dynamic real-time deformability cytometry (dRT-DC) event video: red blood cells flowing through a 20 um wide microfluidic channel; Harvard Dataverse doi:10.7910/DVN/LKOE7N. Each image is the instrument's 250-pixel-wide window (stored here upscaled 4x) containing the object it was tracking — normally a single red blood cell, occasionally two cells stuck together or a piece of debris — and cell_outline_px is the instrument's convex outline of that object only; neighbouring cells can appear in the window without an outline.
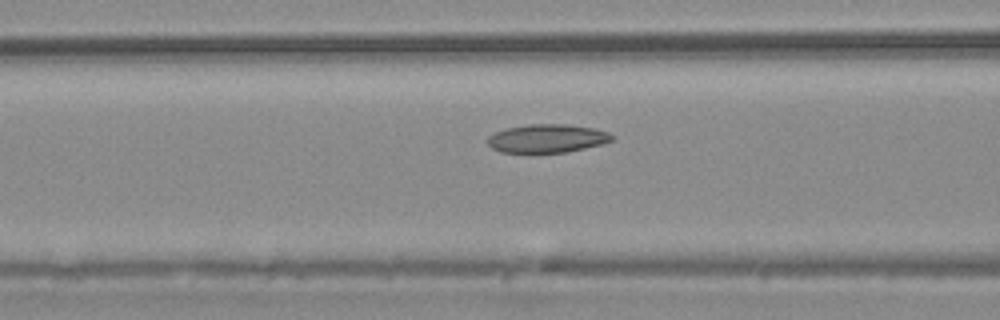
{"species": "common noctule bat (a hibernating species)", "species_latin": "Nyctalus noctula", "temperature_condition": "warm", "stored_images_in_passage": 48, "camera_frame_rate_fps": 3000, "um_per_image_px": 0.085, "animal": {"sex": "male", "body_mass_g": 20.4}, "frame": {"image": 1, "passage_image": 22, "time_ms": 7.0, "image_size_px": [1000, 320], "cell_outline_px": [[612, 140], [604, 144], [564, 152], [500, 152], [492, 148], [484, 140], [488, 136], [496, 132], [508, 128], [528, 124], [568, 124], [592, 128], [608, 132], [612, 136]], "centroid_in_image_um": [46.47, 11.76], "position_along_channel_um": 120.1, "area_um2": 20.46}}
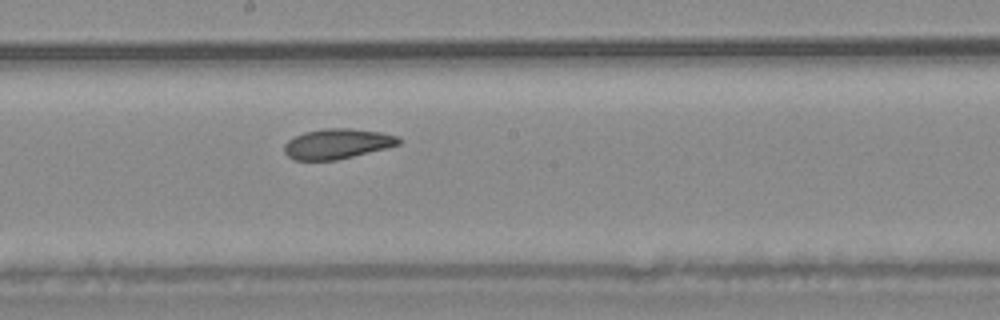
{"frame": {"image": 2, "passage_image": 30, "time_ms": 9.667, "image_size_px": [1000, 320], "cell_outline_px": [[400, 144], [388, 148], [336, 160], [296, 160], [288, 156], [284, 152], [284, 144], [288, 140], [304, 132], [324, 128], [352, 128], [380, 132], [396, 136], [400, 140]], "centroid_in_image_um": [28.66, 12.22], "position_along_channel_um": 219.5, "area_um2": 20.06}}
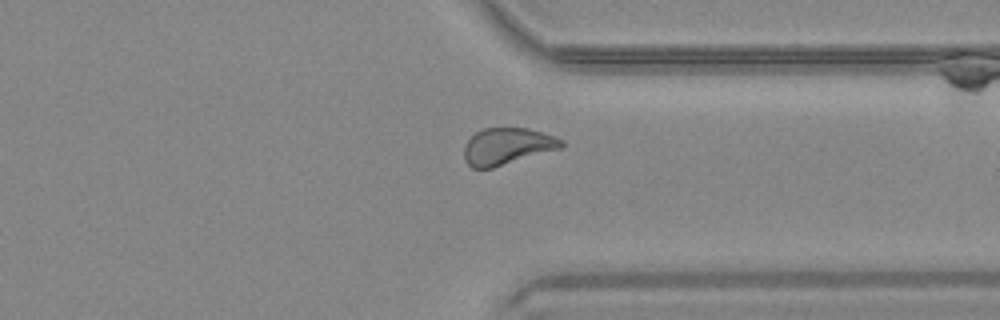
{"frame": {"image": 3, "passage_image": 42, "time_ms": 13.667, "image_size_px": [1000, 320], "cell_outline_px": [[564, 144], [560, 148], [492, 168], [472, 168], [464, 160], [464, 148], [468, 140], [476, 132], [484, 128], [528, 128], [564, 140]], "centroid_in_image_um": [43.08, 12.43], "position_along_channel_um": 368.3, "area_um2": 20.52}, "authors_computed_cell_mechanics": {"area_um2": 21.2993, "velocity_mm_per_s": 3.7241, "shape_relaxation_time_tau1_ms": 9.9237, "shape_relaxation_time_tau2_ms": 2.412, "deformation_change_tau1": 0.16, "deformation_change_tau2": 0.0746}}